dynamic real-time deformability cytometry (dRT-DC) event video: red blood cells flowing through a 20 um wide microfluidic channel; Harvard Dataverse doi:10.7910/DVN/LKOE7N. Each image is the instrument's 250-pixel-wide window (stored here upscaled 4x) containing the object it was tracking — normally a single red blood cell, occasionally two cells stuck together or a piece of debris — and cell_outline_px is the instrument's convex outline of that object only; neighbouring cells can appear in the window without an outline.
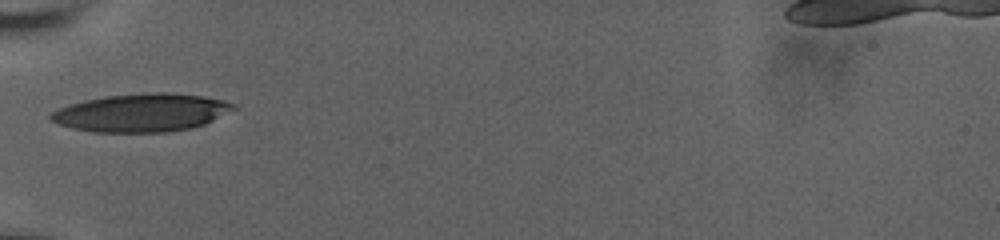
{"species": "human", "species_latin": "Homo sapiens", "temperature_condition": "room temperature", "stored_images_in_passage": 2, "camera_frame_rate_fps": 3000, "um_per_image_px": 0.085, "donor": {"sex": "male"}, "frame": {"image": 1, "passage_image": 1, "time_ms": 0.0, "image_size_px": [1000, 240], "cell_outline_px": [[240, 108], [204, 124], [192, 128], [168, 132], [92, 132], [72, 128], [60, 124], [52, 120], [48, 116], [52, 112], [68, 104], [84, 100], [104, 96], [148, 92], [172, 92], [204, 96], [224, 100], [236, 104]], "centroid_in_image_um": [12.09, 9.57], "position_along_channel_um": 72.9, "area_um2": 40.92}}